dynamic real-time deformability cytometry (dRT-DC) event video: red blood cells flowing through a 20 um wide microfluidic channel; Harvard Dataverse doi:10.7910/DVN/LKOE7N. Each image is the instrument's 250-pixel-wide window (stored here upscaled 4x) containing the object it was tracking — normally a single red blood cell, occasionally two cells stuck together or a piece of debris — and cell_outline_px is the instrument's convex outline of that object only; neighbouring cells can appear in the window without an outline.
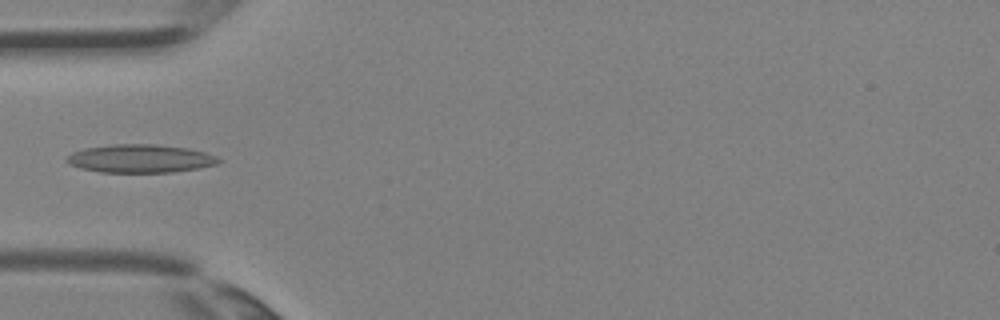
{"species": "Egyptian fruit bat (a non-hibernating species)", "species_latin": "Rousettus aegyptiacus", "temperature_condition": "room temperature", "stored_images_in_passage": 4, "camera_frame_rate_fps": 3000, "um_per_image_px": 0.085, "animal": {"sex": "female"}, "frame": {"image": 1, "passage_image": 4, "time_ms": 1.0, "image_size_px": [1000, 320], "cell_outline_px": [[220, 160], [216, 164], [200, 168], [172, 172], [100, 172], [80, 168], [68, 164], [64, 160], [72, 152], [84, 148], [112, 144], [156, 144], [188, 148], [204, 152], [216, 156]], "centroid_in_image_um": [11.89, 13.47], "position_along_channel_um": 73.1, "area_um2": 25.03}}